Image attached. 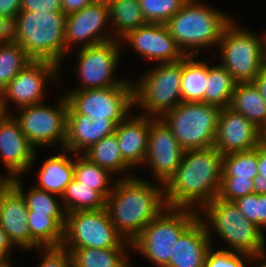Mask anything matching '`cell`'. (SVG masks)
I'll use <instances>...</instances> for the list:
<instances>
[{"label":"cell","instance_id":"44","mask_svg":"<svg viewBox=\"0 0 266 267\" xmlns=\"http://www.w3.org/2000/svg\"><path fill=\"white\" fill-rule=\"evenodd\" d=\"M14 246L9 241L5 231L0 226V264L10 261V253H12Z\"/></svg>","mask_w":266,"mask_h":267},{"label":"cell","instance_id":"36","mask_svg":"<svg viewBox=\"0 0 266 267\" xmlns=\"http://www.w3.org/2000/svg\"><path fill=\"white\" fill-rule=\"evenodd\" d=\"M258 175V146L223 155L222 176L254 179Z\"/></svg>","mask_w":266,"mask_h":267},{"label":"cell","instance_id":"40","mask_svg":"<svg viewBox=\"0 0 266 267\" xmlns=\"http://www.w3.org/2000/svg\"><path fill=\"white\" fill-rule=\"evenodd\" d=\"M35 250L42 260L38 267H72L71 255L62 246L39 247Z\"/></svg>","mask_w":266,"mask_h":267},{"label":"cell","instance_id":"45","mask_svg":"<svg viewBox=\"0 0 266 267\" xmlns=\"http://www.w3.org/2000/svg\"><path fill=\"white\" fill-rule=\"evenodd\" d=\"M95 0H61V9L66 15L79 11Z\"/></svg>","mask_w":266,"mask_h":267},{"label":"cell","instance_id":"23","mask_svg":"<svg viewBox=\"0 0 266 267\" xmlns=\"http://www.w3.org/2000/svg\"><path fill=\"white\" fill-rule=\"evenodd\" d=\"M205 227L197 218L179 237L166 267H204L213 246Z\"/></svg>","mask_w":266,"mask_h":267},{"label":"cell","instance_id":"56","mask_svg":"<svg viewBox=\"0 0 266 267\" xmlns=\"http://www.w3.org/2000/svg\"><path fill=\"white\" fill-rule=\"evenodd\" d=\"M11 261L9 262H6V263H1L0 264V267H14V265L12 263H10Z\"/></svg>","mask_w":266,"mask_h":267},{"label":"cell","instance_id":"57","mask_svg":"<svg viewBox=\"0 0 266 267\" xmlns=\"http://www.w3.org/2000/svg\"><path fill=\"white\" fill-rule=\"evenodd\" d=\"M131 261H129L124 267H132L133 265L130 264ZM134 267V266H133Z\"/></svg>","mask_w":266,"mask_h":267},{"label":"cell","instance_id":"41","mask_svg":"<svg viewBox=\"0 0 266 267\" xmlns=\"http://www.w3.org/2000/svg\"><path fill=\"white\" fill-rule=\"evenodd\" d=\"M234 203L250 222L259 226L258 194L252 193L250 195L242 196L237 198Z\"/></svg>","mask_w":266,"mask_h":267},{"label":"cell","instance_id":"37","mask_svg":"<svg viewBox=\"0 0 266 267\" xmlns=\"http://www.w3.org/2000/svg\"><path fill=\"white\" fill-rule=\"evenodd\" d=\"M187 0H139L147 23L165 24Z\"/></svg>","mask_w":266,"mask_h":267},{"label":"cell","instance_id":"15","mask_svg":"<svg viewBox=\"0 0 266 267\" xmlns=\"http://www.w3.org/2000/svg\"><path fill=\"white\" fill-rule=\"evenodd\" d=\"M108 25L110 27L107 0H95L83 9L67 14L64 36L66 50L72 53V49H75L72 46H93L113 40L111 28L106 31Z\"/></svg>","mask_w":266,"mask_h":267},{"label":"cell","instance_id":"49","mask_svg":"<svg viewBox=\"0 0 266 267\" xmlns=\"http://www.w3.org/2000/svg\"><path fill=\"white\" fill-rule=\"evenodd\" d=\"M258 174L266 178V147L258 145Z\"/></svg>","mask_w":266,"mask_h":267},{"label":"cell","instance_id":"53","mask_svg":"<svg viewBox=\"0 0 266 267\" xmlns=\"http://www.w3.org/2000/svg\"><path fill=\"white\" fill-rule=\"evenodd\" d=\"M0 174V195L1 192L11 183V179L5 174Z\"/></svg>","mask_w":266,"mask_h":267},{"label":"cell","instance_id":"28","mask_svg":"<svg viewBox=\"0 0 266 267\" xmlns=\"http://www.w3.org/2000/svg\"><path fill=\"white\" fill-rule=\"evenodd\" d=\"M229 107L253 122L259 129L262 130L266 126V101L252 82L237 84Z\"/></svg>","mask_w":266,"mask_h":267},{"label":"cell","instance_id":"34","mask_svg":"<svg viewBox=\"0 0 266 267\" xmlns=\"http://www.w3.org/2000/svg\"><path fill=\"white\" fill-rule=\"evenodd\" d=\"M66 213L104 209L106 198L98 191L78 181L75 177L61 195Z\"/></svg>","mask_w":266,"mask_h":267},{"label":"cell","instance_id":"25","mask_svg":"<svg viewBox=\"0 0 266 267\" xmlns=\"http://www.w3.org/2000/svg\"><path fill=\"white\" fill-rule=\"evenodd\" d=\"M82 155L90 162L108 170L111 174L115 175V177L118 175L116 179L127 178L133 175V173H129L133 168L121 155L115 134L102 138L99 142L87 149Z\"/></svg>","mask_w":266,"mask_h":267},{"label":"cell","instance_id":"29","mask_svg":"<svg viewBox=\"0 0 266 267\" xmlns=\"http://www.w3.org/2000/svg\"><path fill=\"white\" fill-rule=\"evenodd\" d=\"M112 37L123 38L128 32L147 24L139 0H107Z\"/></svg>","mask_w":266,"mask_h":267},{"label":"cell","instance_id":"43","mask_svg":"<svg viewBox=\"0 0 266 267\" xmlns=\"http://www.w3.org/2000/svg\"><path fill=\"white\" fill-rule=\"evenodd\" d=\"M20 4L21 0H0V16L12 23L21 10Z\"/></svg>","mask_w":266,"mask_h":267},{"label":"cell","instance_id":"22","mask_svg":"<svg viewBox=\"0 0 266 267\" xmlns=\"http://www.w3.org/2000/svg\"><path fill=\"white\" fill-rule=\"evenodd\" d=\"M155 117L130 114L116 125L117 137L123 159L134 169L143 166L148 147L149 130Z\"/></svg>","mask_w":266,"mask_h":267},{"label":"cell","instance_id":"52","mask_svg":"<svg viewBox=\"0 0 266 267\" xmlns=\"http://www.w3.org/2000/svg\"><path fill=\"white\" fill-rule=\"evenodd\" d=\"M11 113H9L7 111V108L5 106V103L3 101V97H2V94L0 92V123L10 115Z\"/></svg>","mask_w":266,"mask_h":267},{"label":"cell","instance_id":"13","mask_svg":"<svg viewBox=\"0 0 266 267\" xmlns=\"http://www.w3.org/2000/svg\"><path fill=\"white\" fill-rule=\"evenodd\" d=\"M68 103L91 120H111L115 125L125 120L134 107L133 86L67 91Z\"/></svg>","mask_w":266,"mask_h":267},{"label":"cell","instance_id":"32","mask_svg":"<svg viewBox=\"0 0 266 267\" xmlns=\"http://www.w3.org/2000/svg\"><path fill=\"white\" fill-rule=\"evenodd\" d=\"M22 178V176L14 177L11 183L23 195L28 211H34V214H48L51 217H66L67 213L60 202L62 201L60 195L39 189L35 185L26 191Z\"/></svg>","mask_w":266,"mask_h":267},{"label":"cell","instance_id":"35","mask_svg":"<svg viewBox=\"0 0 266 267\" xmlns=\"http://www.w3.org/2000/svg\"><path fill=\"white\" fill-rule=\"evenodd\" d=\"M32 59L12 40L0 44V92Z\"/></svg>","mask_w":266,"mask_h":267},{"label":"cell","instance_id":"7","mask_svg":"<svg viewBox=\"0 0 266 267\" xmlns=\"http://www.w3.org/2000/svg\"><path fill=\"white\" fill-rule=\"evenodd\" d=\"M197 218L196 210L167 207L145 226L132 242V249L152 262L153 266L166 267L171 259L173 246Z\"/></svg>","mask_w":266,"mask_h":267},{"label":"cell","instance_id":"31","mask_svg":"<svg viewBox=\"0 0 266 267\" xmlns=\"http://www.w3.org/2000/svg\"><path fill=\"white\" fill-rule=\"evenodd\" d=\"M238 82L221 65H210L207 61V84L204 103L225 108L230 106L232 94Z\"/></svg>","mask_w":266,"mask_h":267},{"label":"cell","instance_id":"26","mask_svg":"<svg viewBox=\"0 0 266 267\" xmlns=\"http://www.w3.org/2000/svg\"><path fill=\"white\" fill-rule=\"evenodd\" d=\"M65 221L66 217H51L28 211L31 251L39 247H60L64 238Z\"/></svg>","mask_w":266,"mask_h":267},{"label":"cell","instance_id":"48","mask_svg":"<svg viewBox=\"0 0 266 267\" xmlns=\"http://www.w3.org/2000/svg\"><path fill=\"white\" fill-rule=\"evenodd\" d=\"M252 83L256 86L262 98L266 101V65H264Z\"/></svg>","mask_w":266,"mask_h":267},{"label":"cell","instance_id":"39","mask_svg":"<svg viewBox=\"0 0 266 267\" xmlns=\"http://www.w3.org/2000/svg\"><path fill=\"white\" fill-rule=\"evenodd\" d=\"M254 193L253 179L222 176L218 197L226 201H235L242 196Z\"/></svg>","mask_w":266,"mask_h":267},{"label":"cell","instance_id":"11","mask_svg":"<svg viewBox=\"0 0 266 267\" xmlns=\"http://www.w3.org/2000/svg\"><path fill=\"white\" fill-rule=\"evenodd\" d=\"M61 246L102 249L132 247V243L117 231L104 208L67 213Z\"/></svg>","mask_w":266,"mask_h":267},{"label":"cell","instance_id":"1","mask_svg":"<svg viewBox=\"0 0 266 267\" xmlns=\"http://www.w3.org/2000/svg\"><path fill=\"white\" fill-rule=\"evenodd\" d=\"M222 169L223 156L213 146L185 150L180 166L164 185L167 206L198 211L219 195Z\"/></svg>","mask_w":266,"mask_h":267},{"label":"cell","instance_id":"9","mask_svg":"<svg viewBox=\"0 0 266 267\" xmlns=\"http://www.w3.org/2000/svg\"><path fill=\"white\" fill-rule=\"evenodd\" d=\"M239 26L233 18L225 27L218 53L220 64L234 79L247 83L252 82L265 65L263 35Z\"/></svg>","mask_w":266,"mask_h":267},{"label":"cell","instance_id":"54","mask_svg":"<svg viewBox=\"0 0 266 267\" xmlns=\"http://www.w3.org/2000/svg\"><path fill=\"white\" fill-rule=\"evenodd\" d=\"M261 144L266 147V126L261 130Z\"/></svg>","mask_w":266,"mask_h":267},{"label":"cell","instance_id":"16","mask_svg":"<svg viewBox=\"0 0 266 267\" xmlns=\"http://www.w3.org/2000/svg\"><path fill=\"white\" fill-rule=\"evenodd\" d=\"M184 151L172 131L160 118H156L150 125L143 167H150L154 180L165 185L180 166Z\"/></svg>","mask_w":266,"mask_h":267},{"label":"cell","instance_id":"51","mask_svg":"<svg viewBox=\"0 0 266 267\" xmlns=\"http://www.w3.org/2000/svg\"><path fill=\"white\" fill-rule=\"evenodd\" d=\"M249 265H252L251 267H266V252L252 256Z\"/></svg>","mask_w":266,"mask_h":267},{"label":"cell","instance_id":"19","mask_svg":"<svg viewBox=\"0 0 266 267\" xmlns=\"http://www.w3.org/2000/svg\"><path fill=\"white\" fill-rule=\"evenodd\" d=\"M261 143V129L232 108H221L213 147L223 156L247 151Z\"/></svg>","mask_w":266,"mask_h":267},{"label":"cell","instance_id":"47","mask_svg":"<svg viewBox=\"0 0 266 267\" xmlns=\"http://www.w3.org/2000/svg\"><path fill=\"white\" fill-rule=\"evenodd\" d=\"M11 22L0 16V44L11 41Z\"/></svg>","mask_w":266,"mask_h":267},{"label":"cell","instance_id":"20","mask_svg":"<svg viewBox=\"0 0 266 267\" xmlns=\"http://www.w3.org/2000/svg\"><path fill=\"white\" fill-rule=\"evenodd\" d=\"M27 220L26 201L21 192L10 183L0 195V226L12 245L22 250H31V234Z\"/></svg>","mask_w":266,"mask_h":267},{"label":"cell","instance_id":"5","mask_svg":"<svg viewBox=\"0 0 266 267\" xmlns=\"http://www.w3.org/2000/svg\"><path fill=\"white\" fill-rule=\"evenodd\" d=\"M197 215L210 240L215 232L228 245L223 250L244 252L251 256L266 252L264 231L250 222L234 201H226L217 196L203 205Z\"/></svg>","mask_w":266,"mask_h":267},{"label":"cell","instance_id":"24","mask_svg":"<svg viewBox=\"0 0 266 267\" xmlns=\"http://www.w3.org/2000/svg\"><path fill=\"white\" fill-rule=\"evenodd\" d=\"M61 152L46 158L41 169L35 173L38 176L37 188L60 196L74 178L73 158L69 157L71 152L65 149Z\"/></svg>","mask_w":266,"mask_h":267},{"label":"cell","instance_id":"12","mask_svg":"<svg viewBox=\"0 0 266 267\" xmlns=\"http://www.w3.org/2000/svg\"><path fill=\"white\" fill-rule=\"evenodd\" d=\"M55 106L40 103L18 108L19 113H11L20 124L28 142L37 150L39 147H49L59 143L64 149L66 141V126L68 100L64 94L58 97ZM15 114V115H14Z\"/></svg>","mask_w":266,"mask_h":267},{"label":"cell","instance_id":"46","mask_svg":"<svg viewBox=\"0 0 266 267\" xmlns=\"http://www.w3.org/2000/svg\"><path fill=\"white\" fill-rule=\"evenodd\" d=\"M258 216L259 227L265 231L266 229V194L258 195Z\"/></svg>","mask_w":266,"mask_h":267},{"label":"cell","instance_id":"14","mask_svg":"<svg viewBox=\"0 0 266 267\" xmlns=\"http://www.w3.org/2000/svg\"><path fill=\"white\" fill-rule=\"evenodd\" d=\"M60 75V67L45 60H32L1 91L3 101L10 113L14 104L18 109L24 106L43 103L48 83H56ZM11 103V105H10Z\"/></svg>","mask_w":266,"mask_h":267},{"label":"cell","instance_id":"17","mask_svg":"<svg viewBox=\"0 0 266 267\" xmlns=\"http://www.w3.org/2000/svg\"><path fill=\"white\" fill-rule=\"evenodd\" d=\"M122 47L131 45L136 54L155 63L176 62L185 57L165 24L147 23L120 39Z\"/></svg>","mask_w":266,"mask_h":267},{"label":"cell","instance_id":"27","mask_svg":"<svg viewBox=\"0 0 266 267\" xmlns=\"http://www.w3.org/2000/svg\"><path fill=\"white\" fill-rule=\"evenodd\" d=\"M130 250H129V249ZM132 247L65 248L71 255L72 267H124ZM129 255V256H128Z\"/></svg>","mask_w":266,"mask_h":267},{"label":"cell","instance_id":"18","mask_svg":"<svg viewBox=\"0 0 266 267\" xmlns=\"http://www.w3.org/2000/svg\"><path fill=\"white\" fill-rule=\"evenodd\" d=\"M36 152L12 114L0 123V159L10 179L25 176L33 168Z\"/></svg>","mask_w":266,"mask_h":267},{"label":"cell","instance_id":"21","mask_svg":"<svg viewBox=\"0 0 266 267\" xmlns=\"http://www.w3.org/2000/svg\"><path fill=\"white\" fill-rule=\"evenodd\" d=\"M115 128L111 120H91L68 103L64 149L73 154H83L102 138L114 134Z\"/></svg>","mask_w":266,"mask_h":267},{"label":"cell","instance_id":"42","mask_svg":"<svg viewBox=\"0 0 266 267\" xmlns=\"http://www.w3.org/2000/svg\"><path fill=\"white\" fill-rule=\"evenodd\" d=\"M21 10L26 11H50L62 13L61 0H21Z\"/></svg>","mask_w":266,"mask_h":267},{"label":"cell","instance_id":"30","mask_svg":"<svg viewBox=\"0 0 266 267\" xmlns=\"http://www.w3.org/2000/svg\"><path fill=\"white\" fill-rule=\"evenodd\" d=\"M207 84V61L198 56L182 59L181 97L183 102H204Z\"/></svg>","mask_w":266,"mask_h":267},{"label":"cell","instance_id":"50","mask_svg":"<svg viewBox=\"0 0 266 267\" xmlns=\"http://www.w3.org/2000/svg\"><path fill=\"white\" fill-rule=\"evenodd\" d=\"M253 190L256 194H266V178L262 175H257L253 179Z\"/></svg>","mask_w":266,"mask_h":267},{"label":"cell","instance_id":"3","mask_svg":"<svg viewBox=\"0 0 266 267\" xmlns=\"http://www.w3.org/2000/svg\"><path fill=\"white\" fill-rule=\"evenodd\" d=\"M65 21L64 12L20 10L11 24V40L18 43L32 60L56 63L61 74L66 67L62 60L69 54L64 42Z\"/></svg>","mask_w":266,"mask_h":267},{"label":"cell","instance_id":"33","mask_svg":"<svg viewBox=\"0 0 266 267\" xmlns=\"http://www.w3.org/2000/svg\"><path fill=\"white\" fill-rule=\"evenodd\" d=\"M71 155L73 157L74 177L107 198L117 180L114 178L115 176L108 170L90 162L82 154L71 152Z\"/></svg>","mask_w":266,"mask_h":267},{"label":"cell","instance_id":"2","mask_svg":"<svg viewBox=\"0 0 266 267\" xmlns=\"http://www.w3.org/2000/svg\"><path fill=\"white\" fill-rule=\"evenodd\" d=\"M167 207L164 185L135 174L117 179L105 204L110 221L130 243Z\"/></svg>","mask_w":266,"mask_h":267},{"label":"cell","instance_id":"4","mask_svg":"<svg viewBox=\"0 0 266 267\" xmlns=\"http://www.w3.org/2000/svg\"><path fill=\"white\" fill-rule=\"evenodd\" d=\"M232 18L201 0H187L165 25L185 56H198L201 49L218 47Z\"/></svg>","mask_w":266,"mask_h":267},{"label":"cell","instance_id":"6","mask_svg":"<svg viewBox=\"0 0 266 267\" xmlns=\"http://www.w3.org/2000/svg\"><path fill=\"white\" fill-rule=\"evenodd\" d=\"M181 75L182 59L157 63L141 73L133 82L134 107L143 110L139 114L160 118L181 103Z\"/></svg>","mask_w":266,"mask_h":267},{"label":"cell","instance_id":"10","mask_svg":"<svg viewBox=\"0 0 266 267\" xmlns=\"http://www.w3.org/2000/svg\"><path fill=\"white\" fill-rule=\"evenodd\" d=\"M122 45L120 40L113 39L93 46L79 47L77 64L74 71L80 81V86L69 91L102 89L113 86H133V81L127 78L116 79Z\"/></svg>","mask_w":266,"mask_h":267},{"label":"cell","instance_id":"55","mask_svg":"<svg viewBox=\"0 0 266 267\" xmlns=\"http://www.w3.org/2000/svg\"><path fill=\"white\" fill-rule=\"evenodd\" d=\"M262 35H263L264 64L266 65V31L262 33Z\"/></svg>","mask_w":266,"mask_h":267},{"label":"cell","instance_id":"38","mask_svg":"<svg viewBox=\"0 0 266 267\" xmlns=\"http://www.w3.org/2000/svg\"><path fill=\"white\" fill-rule=\"evenodd\" d=\"M251 257L244 252L223 250V248L214 250L212 246L206 256L204 267H248Z\"/></svg>","mask_w":266,"mask_h":267},{"label":"cell","instance_id":"8","mask_svg":"<svg viewBox=\"0 0 266 267\" xmlns=\"http://www.w3.org/2000/svg\"><path fill=\"white\" fill-rule=\"evenodd\" d=\"M221 108L204 102H181L160 119L184 150L214 145Z\"/></svg>","mask_w":266,"mask_h":267}]
</instances>
